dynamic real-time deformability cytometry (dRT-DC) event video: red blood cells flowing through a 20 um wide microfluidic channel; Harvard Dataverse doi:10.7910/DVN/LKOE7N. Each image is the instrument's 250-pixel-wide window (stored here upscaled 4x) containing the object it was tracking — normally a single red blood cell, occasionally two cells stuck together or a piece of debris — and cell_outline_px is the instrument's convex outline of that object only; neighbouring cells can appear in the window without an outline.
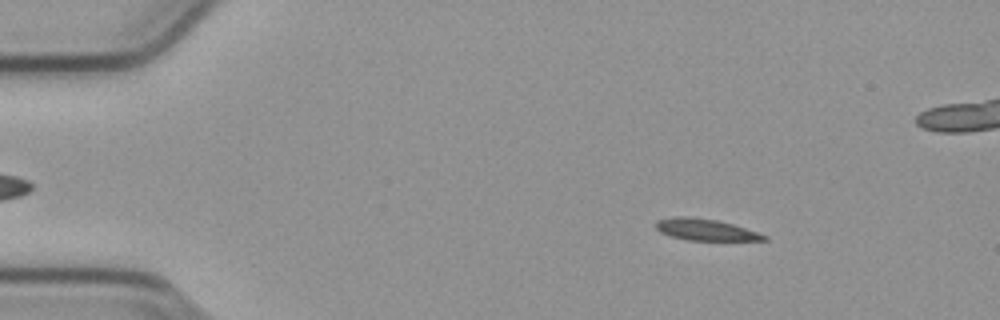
{"species": "common noctule bat (a hibernating species)", "species_latin": "Nyctalus noctula", "temperature_condition": "cold", "stored_images_in_passage": 55, "camera_frame_rate_fps": 3000, "um_per_image_px": 0.085, "animal": {"sex": "male", "body_mass_g": 23.1, "forearm_length_mm": 52.7}, "frame": {"image": 1, "passage_image": 8, "time_ms": 2.333, "image_size_px": [1000, 320], "cell_outline_px": [[768, 240], [688, 240], [672, 236], [660, 232], [656, 228], [656, 220], [676, 216], [684, 216], [716, 220], [732, 224], [768, 236]], "centroid_in_image_um": [59.94, 19.52], "position_along_channel_um": 25.1, "area_um2": 13.29}}
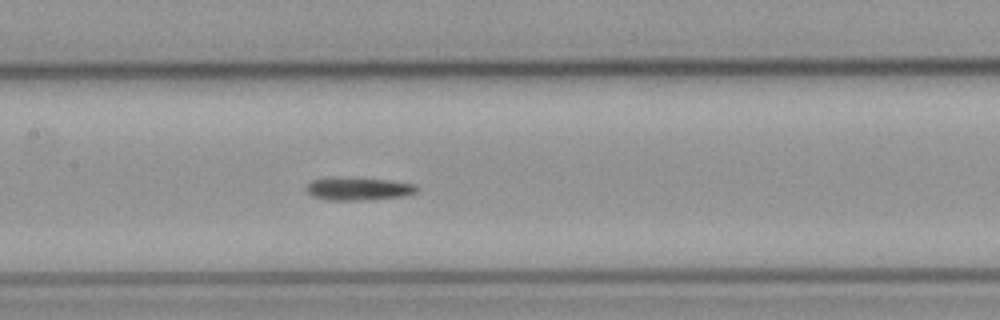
{"frame": {"image": 2, "passage_image": 26, "time_ms": 8.333, "image_size_px": [1000, 320], "cell_outline_px": [[420, 188], [416, 192], [408, 196], [360, 200], [324, 200], [312, 196], [304, 188], [312, 180], [324, 176], [340, 176], [388, 180], [416, 184]], "centroid_in_image_um": [30.43, 16.02], "position_along_channel_um": 177.0, "area_um2": 15.32}}
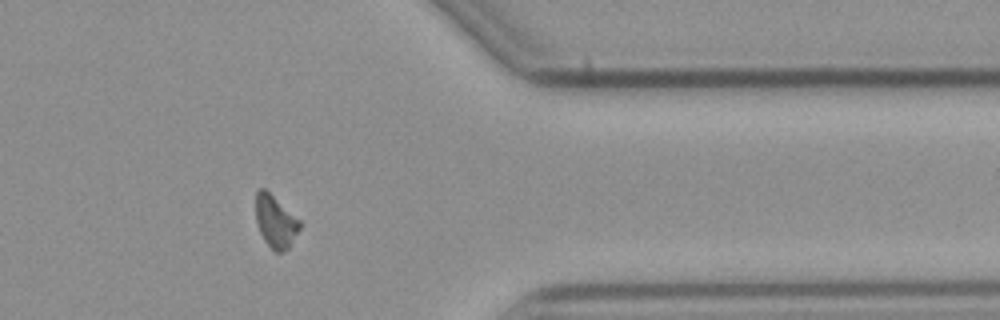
{"frame": {"image": 3, "passage_image": 44, "time_ms": 14.333, "image_size_px": [1000, 320], "cell_outline_px": [[304, 224], [288, 248], [280, 252], [276, 252], [264, 240], [260, 232], [256, 220], [256, 192], [260, 188], [264, 188], [300, 220]], "centroid_in_image_um": [23.44, 18.83], "position_along_channel_um": 388.0, "area_um2": 13.29}, "authors_computed_cell_mechanics": {"area_um2": 13.872, "velocity_mm_per_s": 3.7967, "shape_relaxation_time_tau1_ms": 4.6672, "shape_relaxation_time_tau2_ms": null, "deformation_change_tau1": 0.186, "deformation_change_tau2": null}}